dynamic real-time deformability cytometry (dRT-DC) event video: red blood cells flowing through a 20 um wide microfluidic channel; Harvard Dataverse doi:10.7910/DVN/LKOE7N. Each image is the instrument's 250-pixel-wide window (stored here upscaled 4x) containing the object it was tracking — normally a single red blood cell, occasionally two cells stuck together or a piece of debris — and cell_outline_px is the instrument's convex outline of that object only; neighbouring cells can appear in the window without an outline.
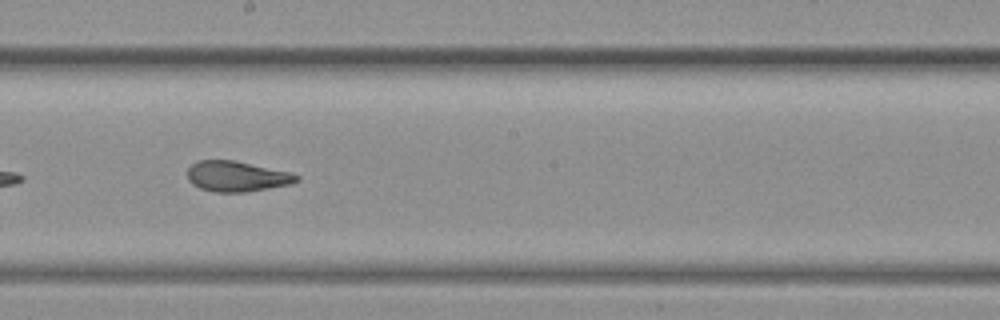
{"species": "common noctule bat (a hibernating species)", "species_latin": "Nyctalus noctula", "temperature_condition": "warm", "stored_images_in_passage": 49, "camera_frame_rate_fps": 3000, "um_per_image_px": 0.085, "animal": {"sex": "female", "body_mass_g": 19.3, "forearm_length_mm": 54.1}, "frame": {"image": 1, "passage_image": 22, "time_ms": 7.0, "image_size_px": [1000, 320], "cell_outline_px": [[300, 180], [292, 184], [244, 192], [216, 192], [200, 188], [192, 184], [188, 180], [188, 168], [192, 164], [200, 160], [232, 160], [292, 172], [300, 176]], "centroid_in_image_um": [20.16, 14.99], "position_along_channel_um": 228.0, "area_um2": 19.36}}